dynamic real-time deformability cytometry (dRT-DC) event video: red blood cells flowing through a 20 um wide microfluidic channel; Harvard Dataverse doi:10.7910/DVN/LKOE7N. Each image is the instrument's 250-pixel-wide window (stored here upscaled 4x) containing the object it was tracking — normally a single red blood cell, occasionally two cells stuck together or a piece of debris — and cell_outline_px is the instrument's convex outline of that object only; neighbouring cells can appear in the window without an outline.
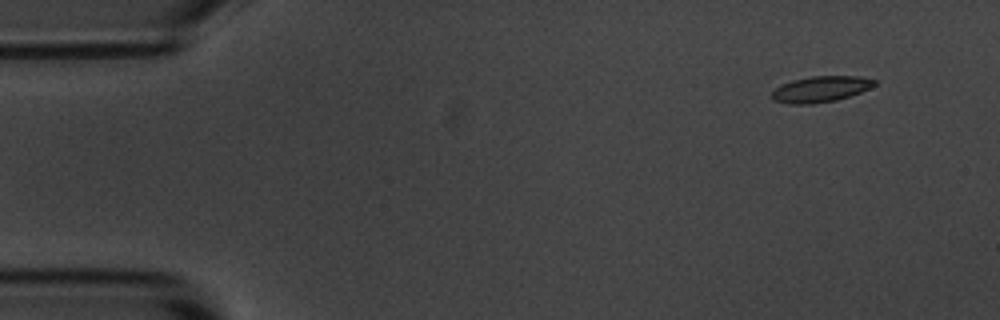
{"species": "common noctule bat (a hibernating species)", "species_latin": "Nyctalus noctula", "temperature_condition": "room temperature", "stored_images_in_passage": 5, "camera_frame_rate_fps": 3000, "um_per_image_px": 0.085, "animal": {"sex": "male", "body_mass_g": 20.1, "forearm_length_mm": 53.5}, "frame": {"image": 1, "passage_image": 2, "time_ms": 1.0, "image_size_px": [1000, 320], "cell_outline_px": [[876, 84], [860, 92], [836, 100], [812, 104], [788, 104], [772, 100], [772, 92], [780, 84], [792, 80], [812, 76], [860, 76], [876, 80]], "centroid_in_image_um": [69.72, 7.57], "position_along_channel_um": 15.3, "area_um2": 15.49}}
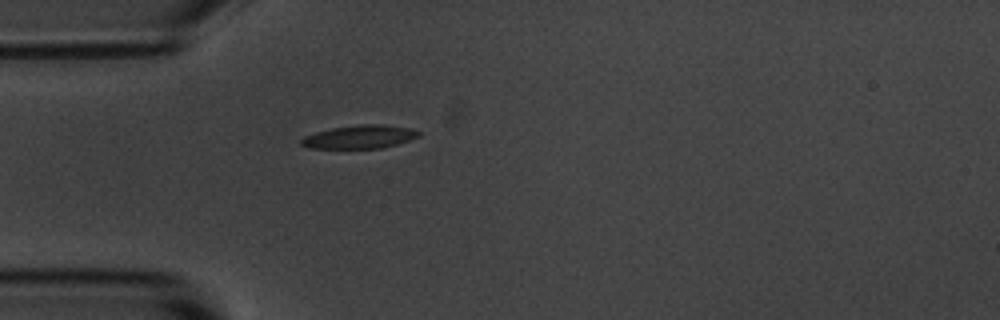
{"frame": {"image": 2, "passage_image": 5, "time_ms": 4.667, "image_size_px": [1000, 320], "cell_outline_px": [[420, 136], [396, 144], [380, 148], [308, 148], [300, 144], [300, 140], [304, 136], [316, 132], [332, 128], [364, 124], [384, 124], [408, 128], [420, 132]], "centroid_in_image_um": [30.54, 11.63], "position_along_channel_um": 54.5, "area_um2": 15.78}}